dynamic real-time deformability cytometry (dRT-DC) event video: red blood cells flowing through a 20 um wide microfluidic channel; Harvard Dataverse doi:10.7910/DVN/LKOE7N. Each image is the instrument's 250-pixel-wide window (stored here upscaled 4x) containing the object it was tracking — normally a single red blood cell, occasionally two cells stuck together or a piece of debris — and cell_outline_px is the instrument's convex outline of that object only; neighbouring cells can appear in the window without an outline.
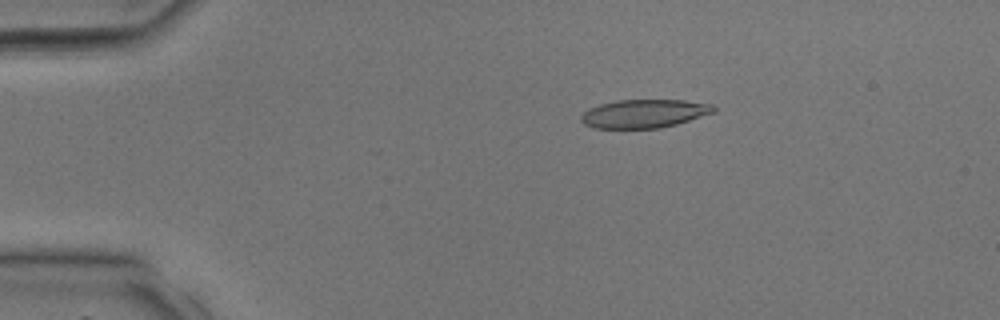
{"species": "common noctule bat (a hibernating species)", "species_latin": "Nyctalus noctula", "temperature_condition": "room temperature", "stored_images_in_passage": 9, "camera_frame_rate_fps": 3000, "um_per_image_px": 0.085, "animal": {"sex": "male", "body_mass_g": 17.9, "forearm_length_mm": 54.2}, "frame": {"image": 1, "passage_image": 4, "time_ms": 1.0, "image_size_px": [1000, 320], "cell_outline_px": [[716, 112], [676, 124], [660, 128], [596, 128], [584, 124], [580, 120], [580, 116], [588, 108], [600, 104], [616, 100], [684, 100], [712, 104], [716, 108]], "centroid_in_image_um": [54.75, 9.65], "position_along_channel_um": 30.2, "area_um2": 22.02}}